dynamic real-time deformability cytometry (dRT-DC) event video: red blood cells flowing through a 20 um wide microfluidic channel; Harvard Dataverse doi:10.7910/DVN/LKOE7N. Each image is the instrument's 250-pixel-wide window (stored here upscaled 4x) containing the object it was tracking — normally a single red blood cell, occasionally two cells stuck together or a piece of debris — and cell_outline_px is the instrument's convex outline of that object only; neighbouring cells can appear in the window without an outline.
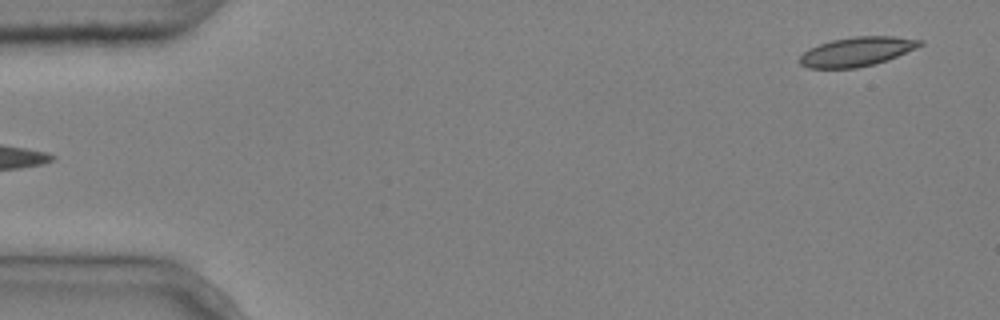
{"species": "common noctule bat (a hibernating species)", "species_latin": "Nyctalus noctula", "temperature_condition": "cold", "stored_images_in_passage": 4, "segment_of_instrument_passage": [2, 2], "camera_frame_rate_fps": 3000, "um_per_image_px": 0.085, "animal": {"sex": "male", "body_mass_g": 20.4}, "frame": {"image": 1, "passage_image": 4, "time_ms": 1.0, "image_size_px": [1000, 320], "cell_outline_px": [[924, 44], [916, 48], [896, 56], [872, 64], [856, 68], [808, 68], [800, 64], [796, 60], [808, 48], [832, 40], [852, 36], [892, 36], [924, 40]], "centroid_in_image_um": [72.79, 4.38], "position_along_channel_um": 12.2, "area_um2": 20.4}}